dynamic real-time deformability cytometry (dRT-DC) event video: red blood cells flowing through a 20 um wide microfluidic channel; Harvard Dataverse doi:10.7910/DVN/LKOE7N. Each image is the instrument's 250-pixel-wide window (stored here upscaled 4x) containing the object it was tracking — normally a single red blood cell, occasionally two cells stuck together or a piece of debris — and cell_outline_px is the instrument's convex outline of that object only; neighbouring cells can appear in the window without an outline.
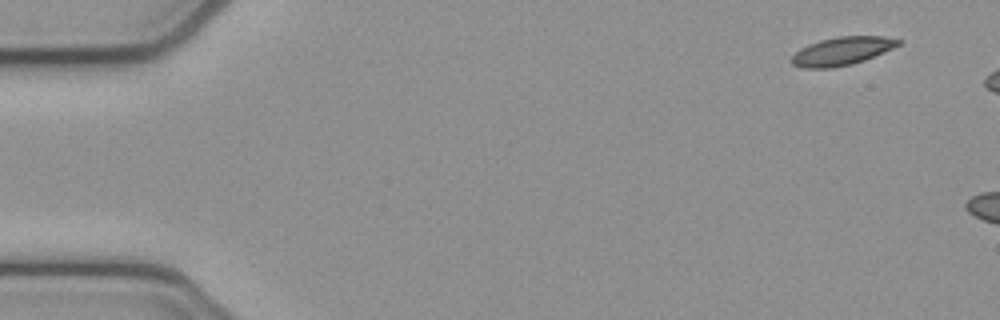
{"species": "common noctule bat (a hibernating species)", "species_latin": "Nyctalus noctula", "temperature_condition": "cold", "stored_images_in_passage": 4, "camera_frame_rate_fps": 3000, "um_per_image_px": 0.085, "animal": {"sex": "female", "body_mass_g": 21.9}, "frame": {"image": 1, "passage_image": 1, "time_ms": 0.0, "image_size_px": [1000, 320], "cell_outline_px": [[904, 40], [900, 44], [892, 48], [864, 60], [852, 64], [832, 68], [804, 68], [792, 64], [792, 56], [800, 48], [808, 44], [820, 40], [836, 36], [884, 36]], "centroid_in_image_um": [71.57, 4.33], "position_along_channel_um": 13.4, "area_um2": 17.51}}